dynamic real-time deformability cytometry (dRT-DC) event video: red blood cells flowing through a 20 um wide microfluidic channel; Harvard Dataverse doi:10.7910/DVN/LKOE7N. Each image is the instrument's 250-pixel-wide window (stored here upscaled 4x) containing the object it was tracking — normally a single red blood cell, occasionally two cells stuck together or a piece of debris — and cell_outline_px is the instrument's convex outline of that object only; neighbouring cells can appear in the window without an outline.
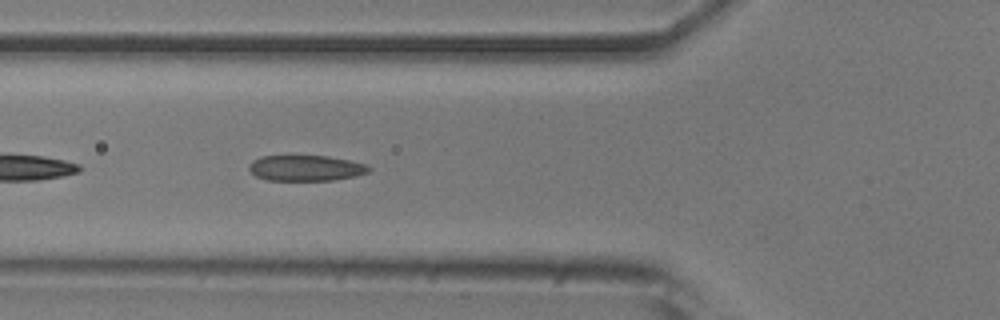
{"species": "common noctule bat (a hibernating species)", "species_latin": "Nyctalus noctula", "temperature_condition": "room temperature", "stored_images_in_passage": 27, "camera_frame_rate_fps": 3000, "um_per_image_px": 0.085, "animal": {"sex": "male", "body_mass_g": 20.5, "forearm_length_mm": 52.5}, "frame": {"image": 1, "passage_image": 18, "time_ms": 5.667, "image_size_px": [1000, 320], "cell_outline_px": [[372, 168], [368, 172], [356, 176], [332, 180], [268, 180], [256, 176], [248, 168], [248, 164], [252, 160], [260, 156], [328, 156], [368, 164]], "centroid_in_image_um": [26.0, 14.28], "position_along_channel_um": 99.8, "area_um2": 17.98}}
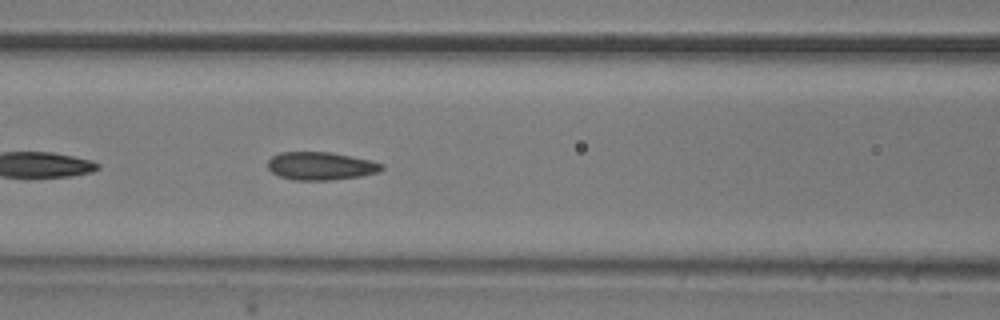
{"frame": {"image": 2, "passage_image": 21, "time_ms": 6.667, "image_size_px": [1000, 320], "cell_outline_px": [[384, 168], [380, 172], [360, 176], [332, 180], [292, 180], [280, 176], [272, 172], [268, 168], [268, 160], [272, 156], [280, 152], [328, 152], [368, 160], [384, 164]], "centroid_in_image_um": [27.25, 14.11], "position_along_channel_um": 139.4, "area_um2": 18.5}}